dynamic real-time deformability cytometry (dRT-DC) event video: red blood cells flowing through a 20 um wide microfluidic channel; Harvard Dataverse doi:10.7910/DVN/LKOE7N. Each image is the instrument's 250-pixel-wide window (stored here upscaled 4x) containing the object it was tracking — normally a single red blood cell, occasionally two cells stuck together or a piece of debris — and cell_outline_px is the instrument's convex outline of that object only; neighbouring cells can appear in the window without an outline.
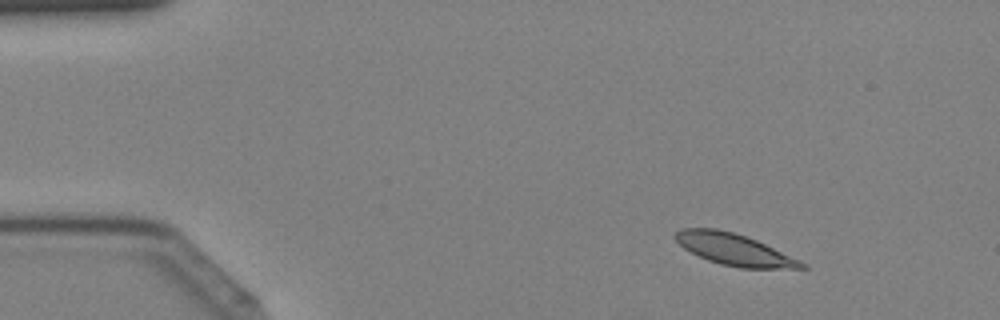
{"species": "Egyptian fruit bat (a non-hibernating species)", "species_latin": "Rousettus aegyptiacus", "temperature_condition": "cold", "stored_images_in_passage": 11, "camera_frame_rate_fps": 3000, "um_per_image_px": 0.085, "animal": {"sex": "female"}, "frame": {"image": 1, "passage_image": 5, "time_ms": 1.333, "image_size_px": [1000, 320], "cell_outline_px": [[808, 268], [740, 268], [720, 264], [708, 260], [684, 248], [672, 236], [680, 228], [716, 228], [748, 236], [800, 260], [808, 264]], "centroid_in_image_um": [62.41, 21.2], "position_along_channel_um": 22.6, "area_um2": 23.18}}